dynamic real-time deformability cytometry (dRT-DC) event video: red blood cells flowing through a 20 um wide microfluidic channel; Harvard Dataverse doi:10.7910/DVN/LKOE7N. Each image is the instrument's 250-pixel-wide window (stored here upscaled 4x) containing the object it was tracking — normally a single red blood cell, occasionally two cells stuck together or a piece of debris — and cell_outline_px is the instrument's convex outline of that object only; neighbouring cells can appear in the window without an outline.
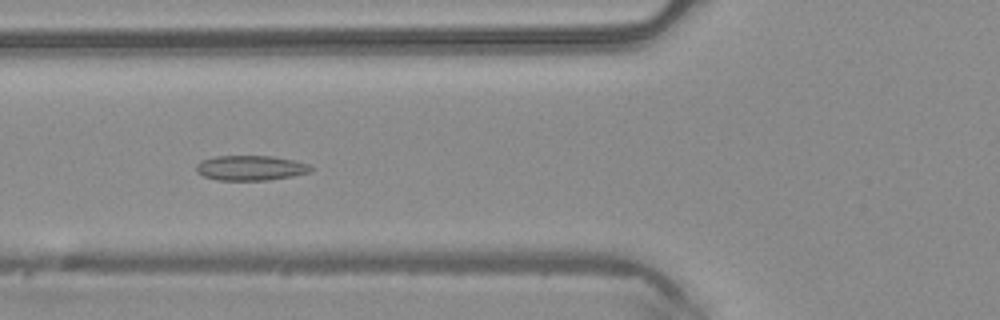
{"species": "common noctule bat (a hibernating species)", "species_latin": "Nyctalus noctula", "temperature_condition": "warm", "stored_images_in_passage": 49, "camera_frame_rate_fps": 3000, "um_per_image_px": 0.085, "animal": {"sex": "male", "body_mass_g": 20.4}, "frame": {"image": 1, "passage_image": 19, "time_ms": 6.0, "image_size_px": [1000, 320], "cell_outline_px": [[312, 168], [308, 172], [292, 176], [268, 180], [216, 180], [204, 176], [196, 172], [196, 164], [200, 160], [216, 156], [272, 156], [292, 160], [308, 164]], "centroid_in_image_um": [21.24, 14.27], "position_along_channel_um": 104.6, "area_um2": 16.59}}
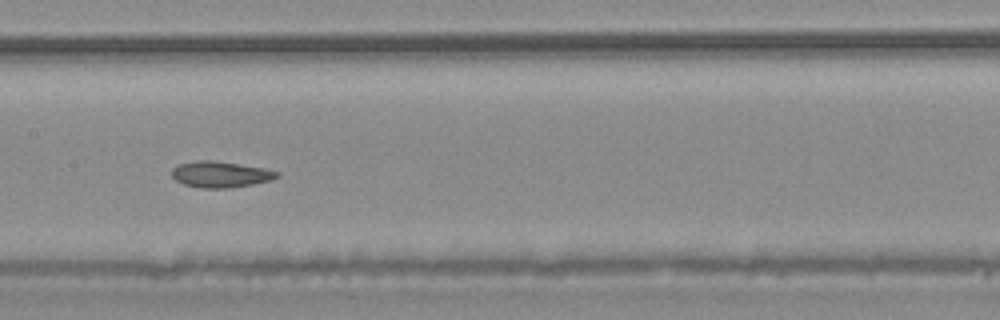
{"frame": {"image": 2, "passage_image": 25, "time_ms": 8.0, "image_size_px": [1000, 320], "cell_outline_px": [[280, 176], [272, 180], [252, 184], [228, 188], [200, 188], [184, 184], [176, 180], [172, 176], [172, 168], [180, 164], [196, 160], [208, 160], [264, 168], [280, 172]], "centroid_in_image_um": [18.75, 14.83], "position_along_channel_um": 188.7, "area_um2": 15.84}}
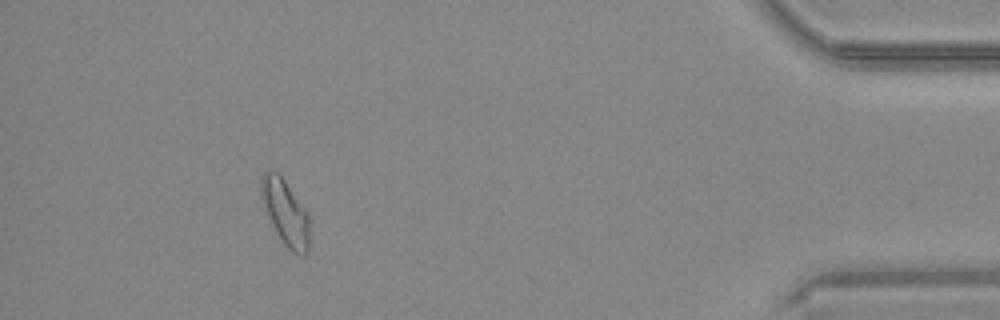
{"frame": {"image": 3, "passage_image": 45, "time_ms": 14.667, "image_size_px": [1000, 320], "cell_outline_px": [[308, 252], [304, 256], [300, 256], [292, 252], [280, 240], [268, 216], [260, 196], [260, 180], [264, 172], [276, 172], [284, 180], [308, 212]], "centroid_in_image_um": [24.25, 18.09], "position_along_channel_um": 410.9, "area_um2": 18.26}, "authors_computed_cell_mechanics": {"area_um2": 17.5134, "velocity_mm_per_s": 4.191, "shape_relaxation_time_tau1_ms": null, "shape_relaxation_time_tau2_ms": 2.2872, "deformation_change_tau1": null, "deformation_change_tau2": 0.0732}}